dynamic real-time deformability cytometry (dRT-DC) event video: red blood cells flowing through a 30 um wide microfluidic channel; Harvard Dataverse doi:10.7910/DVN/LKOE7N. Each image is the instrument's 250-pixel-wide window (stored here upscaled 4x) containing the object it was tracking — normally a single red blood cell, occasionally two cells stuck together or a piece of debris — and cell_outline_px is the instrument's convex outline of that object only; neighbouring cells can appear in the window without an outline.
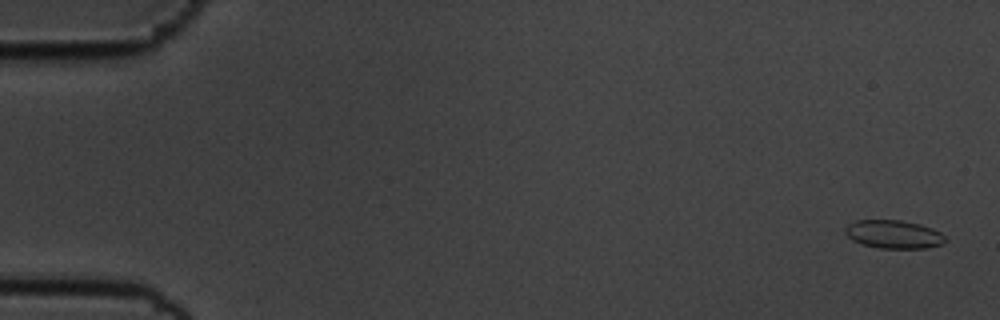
{"species": "common noctule bat (a hibernating species)", "species_latin": "Nyctalus noctula", "temperature_condition": "cold", "stored_images_in_passage": 57, "camera_frame_rate_fps": 3000, "um_per_image_px": 0.085, "animal": {"sex": "male", "body_mass_g": 19.5, "forearm_length_mm": 54.6}, "frame": {"image": 1, "passage_image": 2, "time_ms": 0.333, "image_size_px": [1000, 320], "cell_outline_px": [[948, 240], [944, 244], [928, 248], [880, 248], [860, 244], [852, 240], [844, 232], [844, 228], [848, 224], [856, 220], [900, 220], [920, 224], [932, 228], [940, 232]], "centroid_in_image_um": [75.97, 19.92], "position_along_channel_um": 9.0, "area_um2": 16.7}}
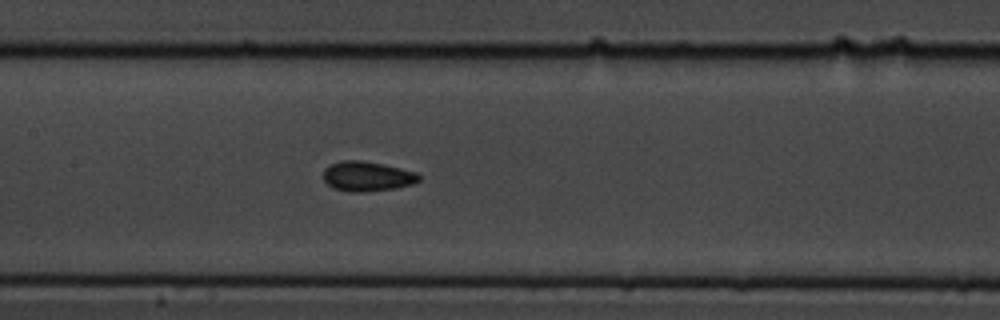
{"frame": {"image": 2, "passage_image": 28, "time_ms": 9.0, "image_size_px": [1000, 320], "cell_outline_px": [[420, 180], [412, 184], [396, 188], [364, 192], [348, 192], [332, 188], [324, 180], [324, 168], [340, 160], [364, 160], [384, 164], [416, 172], [420, 176]], "centroid_in_image_um": [31.2, 14.98], "position_along_channel_um": 176.2, "area_um2": 16.76}}
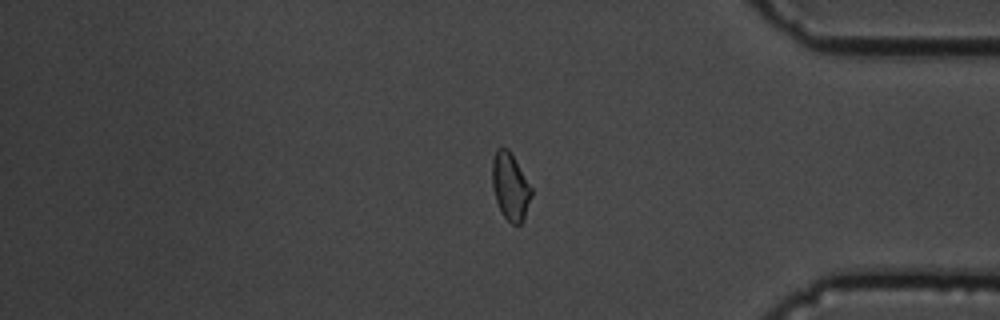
{"frame": {"image": 3, "passage_image": 48, "time_ms": 15.667, "image_size_px": [1000, 320], "cell_outline_px": [[532, 196], [524, 220], [520, 224], [512, 224], [504, 216], [496, 200], [492, 188], [492, 160], [496, 148], [508, 148], [532, 188]], "centroid_in_image_um": [43.38, 15.85], "position_along_channel_um": 391.8, "area_um2": 15.32}, "authors_computed_cell_mechanics": {"area_um2": 16.184, "velocity_mm_per_s": 3.5363, "shape_relaxation_time_tau1_ms": 9.4618, "shape_relaxation_time_tau2_ms": 3.3618, "deformation_change_tau1": 0.1122, "deformation_change_tau2": 0.0659}}